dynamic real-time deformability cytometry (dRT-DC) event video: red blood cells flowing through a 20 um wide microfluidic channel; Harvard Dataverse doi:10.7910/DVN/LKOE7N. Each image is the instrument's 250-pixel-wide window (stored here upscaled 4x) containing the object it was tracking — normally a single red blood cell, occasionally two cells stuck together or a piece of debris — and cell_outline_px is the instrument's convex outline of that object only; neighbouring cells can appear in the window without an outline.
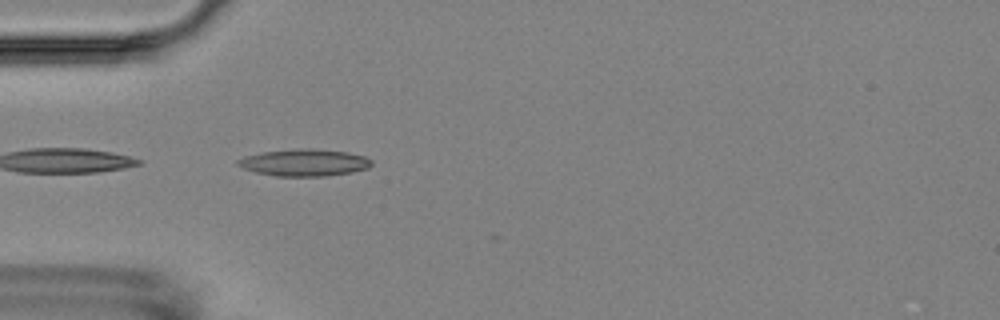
{"species": "Egyptian fruit bat (a non-hibernating species)", "species_latin": "Rousettus aegyptiacus", "temperature_condition": "room temperature", "stored_images_in_passage": 2, "camera_frame_rate_fps": 3000, "um_per_image_px": 0.085, "animal": {"sex": "female"}, "frame": {"image": 1, "passage_image": 2, "time_ms": 1.333, "image_size_px": [1000, 320], "cell_outline_px": [[372, 164], [368, 168], [352, 172], [328, 176], [276, 176], [256, 172], [244, 168], [236, 164], [236, 160], [244, 156], [264, 152], [300, 148], [312, 148], [348, 152], [364, 156], [372, 160]], "centroid_in_image_um": [25.88, 13.82], "position_along_channel_um": 59.1, "area_um2": 21.04}}